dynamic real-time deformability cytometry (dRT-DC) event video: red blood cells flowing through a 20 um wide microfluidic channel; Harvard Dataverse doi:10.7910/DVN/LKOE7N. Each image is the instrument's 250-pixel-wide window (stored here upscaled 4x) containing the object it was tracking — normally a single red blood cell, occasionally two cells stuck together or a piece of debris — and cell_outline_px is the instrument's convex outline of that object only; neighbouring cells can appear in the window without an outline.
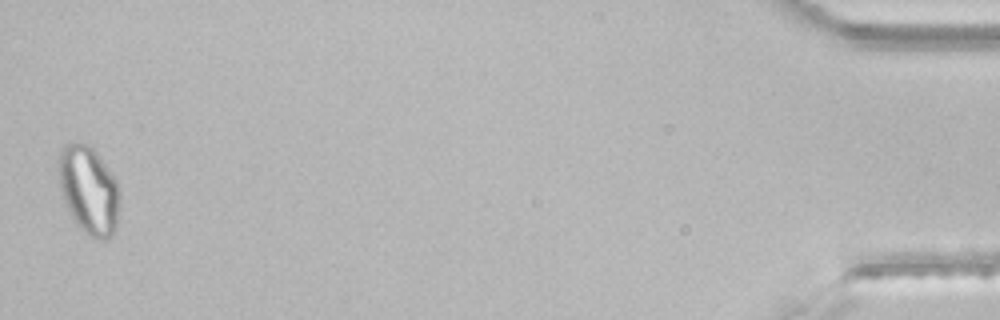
{"species": "common noctule bat (a hibernating species)", "species_latin": "Nyctalus noctula", "temperature_condition": "room temperature", "stored_images_in_passage": 42, "segment_of_instrument_passage": [2, 2], "camera_frame_rate_fps": 3000, "um_per_image_px": 0.085, "animal": {"sex": "male", "body_mass_g": 21.5, "forearm_length_mm": 52.0}, "frame": {"image": 1, "passage_image": 42, "time_ms": 13.667, "image_size_px": [1000, 320], "cell_outline_px": [[120, 196], [116, 228], [108, 240], [92, 240], [80, 228], [64, 204], [60, 188], [60, 148], [68, 140], [76, 140], [92, 148], [96, 152], [116, 180], [120, 188]], "centroid_in_image_um": [7.56, 16.18], "position_along_channel_um": 427.6, "area_um2": 31.62}}